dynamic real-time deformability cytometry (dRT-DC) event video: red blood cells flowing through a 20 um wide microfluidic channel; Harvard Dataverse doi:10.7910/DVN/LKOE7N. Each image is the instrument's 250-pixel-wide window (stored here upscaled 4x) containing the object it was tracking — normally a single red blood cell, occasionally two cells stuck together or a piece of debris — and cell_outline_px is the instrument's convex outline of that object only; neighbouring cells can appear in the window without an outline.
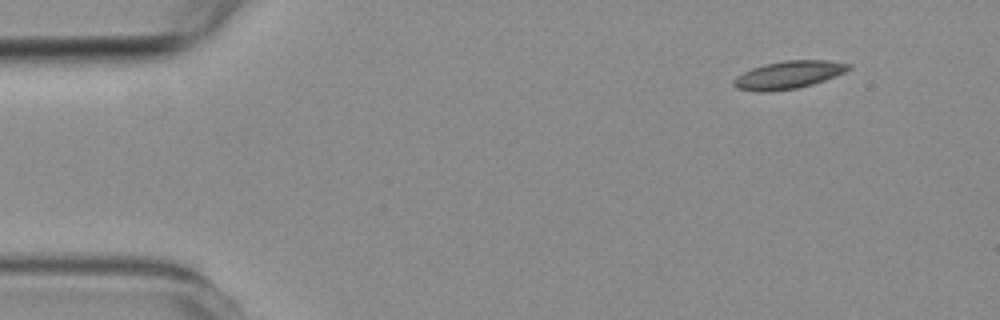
{"species": "common noctule bat (a hibernating species)", "species_latin": "Nyctalus noctula", "temperature_condition": "room temperature", "stored_images_in_passage": 4, "camera_frame_rate_fps": 3000, "um_per_image_px": 0.085, "animal": {"sex": "female", "body_mass_g": 19.3, "forearm_length_mm": 54.1}, "frame": {"image": 1, "passage_image": 1, "time_ms": 0.0, "image_size_px": [1000, 320], "cell_outline_px": [[852, 68], [844, 72], [824, 80], [812, 84], [796, 88], [768, 92], [760, 92], [736, 88], [732, 84], [732, 80], [736, 76], [752, 68], [764, 64], [784, 60], [824, 60], [852, 64]], "centroid_in_image_um": [66.99, 6.36], "position_along_channel_um": 18.0, "area_um2": 18.55}}